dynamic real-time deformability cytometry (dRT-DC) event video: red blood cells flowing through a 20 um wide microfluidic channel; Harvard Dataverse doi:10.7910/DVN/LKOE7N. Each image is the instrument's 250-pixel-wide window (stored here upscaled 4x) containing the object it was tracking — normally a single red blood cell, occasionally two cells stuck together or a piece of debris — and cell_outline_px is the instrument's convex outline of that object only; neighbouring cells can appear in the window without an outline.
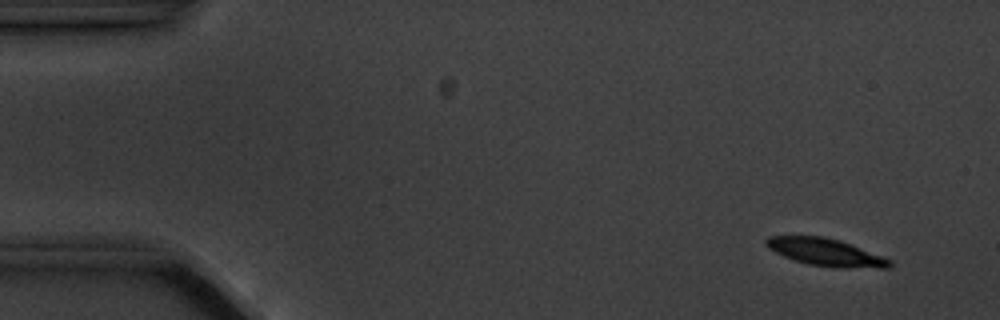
{"species": "common noctule bat (a hibernating species)", "species_latin": "Nyctalus noctula", "temperature_condition": "cold", "stored_images_in_passage": 5, "camera_frame_rate_fps": 3000, "um_per_image_px": 0.085, "animal": {"sex": "male", "body_mass_g": 20.1, "forearm_length_mm": 53.5}, "frame": {"image": 1, "passage_image": 1, "time_ms": 0.0, "image_size_px": [1000, 320], "cell_outline_px": [[892, 268], [844, 268], [808, 264], [792, 260], [768, 248], [764, 244], [764, 240], [768, 236], [824, 236], [840, 240], [892, 260]], "centroid_in_image_um": [70.18, 21.44], "position_along_channel_um": 14.8, "area_um2": 19.77}}